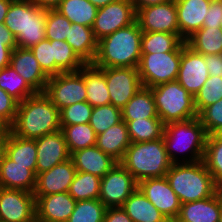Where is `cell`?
I'll use <instances>...</instances> for the list:
<instances>
[{
    "mask_svg": "<svg viewBox=\"0 0 222 222\" xmlns=\"http://www.w3.org/2000/svg\"><path fill=\"white\" fill-rule=\"evenodd\" d=\"M60 130V110L44 92L20 102L11 125V132L24 139H36Z\"/></svg>",
    "mask_w": 222,
    "mask_h": 222,
    "instance_id": "1",
    "label": "cell"
},
{
    "mask_svg": "<svg viewBox=\"0 0 222 222\" xmlns=\"http://www.w3.org/2000/svg\"><path fill=\"white\" fill-rule=\"evenodd\" d=\"M143 31L137 21L118 29L98 41L92 62L98 68H138L141 60V37Z\"/></svg>",
    "mask_w": 222,
    "mask_h": 222,
    "instance_id": "2",
    "label": "cell"
},
{
    "mask_svg": "<svg viewBox=\"0 0 222 222\" xmlns=\"http://www.w3.org/2000/svg\"><path fill=\"white\" fill-rule=\"evenodd\" d=\"M208 134L198 117L165 125L163 140L172 163L203 160Z\"/></svg>",
    "mask_w": 222,
    "mask_h": 222,
    "instance_id": "3",
    "label": "cell"
},
{
    "mask_svg": "<svg viewBox=\"0 0 222 222\" xmlns=\"http://www.w3.org/2000/svg\"><path fill=\"white\" fill-rule=\"evenodd\" d=\"M181 204L209 198L218 184L203 160L194 163H172L165 175Z\"/></svg>",
    "mask_w": 222,
    "mask_h": 222,
    "instance_id": "4",
    "label": "cell"
},
{
    "mask_svg": "<svg viewBox=\"0 0 222 222\" xmlns=\"http://www.w3.org/2000/svg\"><path fill=\"white\" fill-rule=\"evenodd\" d=\"M4 24L15 36L19 48L30 49L46 39V9L31 0H12Z\"/></svg>",
    "mask_w": 222,
    "mask_h": 222,
    "instance_id": "5",
    "label": "cell"
},
{
    "mask_svg": "<svg viewBox=\"0 0 222 222\" xmlns=\"http://www.w3.org/2000/svg\"><path fill=\"white\" fill-rule=\"evenodd\" d=\"M119 163L137 182L146 178L164 177L172 165L163 138L132 142Z\"/></svg>",
    "mask_w": 222,
    "mask_h": 222,
    "instance_id": "6",
    "label": "cell"
},
{
    "mask_svg": "<svg viewBox=\"0 0 222 222\" xmlns=\"http://www.w3.org/2000/svg\"><path fill=\"white\" fill-rule=\"evenodd\" d=\"M150 89L158 116L165 125L198 117L194 97L177 81L160 84Z\"/></svg>",
    "mask_w": 222,
    "mask_h": 222,
    "instance_id": "7",
    "label": "cell"
},
{
    "mask_svg": "<svg viewBox=\"0 0 222 222\" xmlns=\"http://www.w3.org/2000/svg\"><path fill=\"white\" fill-rule=\"evenodd\" d=\"M181 55L182 52L141 54L138 71L143 87L176 81Z\"/></svg>",
    "mask_w": 222,
    "mask_h": 222,
    "instance_id": "8",
    "label": "cell"
},
{
    "mask_svg": "<svg viewBox=\"0 0 222 222\" xmlns=\"http://www.w3.org/2000/svg\"><path fill=\"white\" fill-rule=\"evenodd\" d=\"M44 93L59 110L87 101L84 77L79 70L49 77Z\"/></svg>",
    "mask_w": 222,
    "mask_h": 222,
    "instance_id": "9",
    "label": "cell"
},
{
    "mask_svg": "<svg viewBox=\"0 0 222 222\" xmlns=\"http://www.w3.org/2000/svg\"><path fill=\"white\" fill-rule=\"evenodd\" d=\"M138 182L119 162L101 178L99 200L107 207H122Z\"/></svg>",
    "mask_w": 222,
    "mask_h": 222,
    "instance_id": "10",
    "label": "cell"
},
{
    "mask_svg": "<svg viewBox=\"0 0 222 222\" xmlns=\"http://www.w3.org/2000/svg\"><path fill=\"white\" fill-rule=\"evenodd\" d=\"M135 21L136 10L131 0H117L98 8L92 30L96 40L99 41Z\"/></svg>",
    "mask_w": 222,
    "mask_h": 222,
    "instance_id": "11",
    "label": "cell"
},
{
    "mask_svg": "<svg viewBox=\"0 0 222 222\" xmlns=\"http://www.w3.org/2000/svg\"><path fill=\"white\" fill-rule=\"evenodd\" d=\"M110 104L122 109L142 89L138 68H104Z\"/></svg>",
    "mask_w": 222,
    "mask_h": 222,
    "instance_id": "12",
    "label": "cell"
},
{
    "mask_svg": "<svg viewBox=\"0 0 222 222\" xmlns=\"http://www.w3.org/2000/svg\"><path fill=\"white\" fill-rule=\"evenodd\" d=\"M35 220L33 193L0 187V222H34Z\"/></svg>",
    "mask_w": 222,
    "mask_h": 222,
    "instance_id": "13",
    "label": "cell"
},
{
    "mask_svg": "<svg viewBox=\"0 0 222 222\" xmlns=\"http://www.w3.org/2000/svg\"><path fill=\"white\" fill-rule=\"evenodd\" d=\"M136 21L143 32H166L179 36L175 0L138 9Z\"/></svg>",
    "mask_w": 222,
    "mask_h": 222,
    "instance_id": "14",
    "label": "cell"
},
{
    "mask_svg": "<svg viewBox=\"0 0 222 222\" xmlns=\"http://www.w3.org/2000/svg\"><path fill=\"white\" fill-rule=\"evenodd\" d=\"M138 189L166 217L175 220L181 202L166 177L146 178L138 182Z\"/></svg>",
    "mask_w": 222,
    "mask_h": 222,
    "instance_id": "15",
    "label": "cell"
},
{
    "mask_svg": "<svg viewBox=\"0 0 222 222\" xmlns=\"http://www.w3.org/2000/svg\"><path fill=\"white\" fill-rule=\"evenodd\" d=\"M208 77L209 71L204 55L195 52L185 42L182 46V55L176 81L195 97Z\"/></svg>",
    "mask_w": 222,
    "mask_h": 222,
    "instance_id": "16",
    "label": "cell"
},
{
    "mask_svg": "<svg viewBox=\"0 0 222 222\" xmlns=\"http://www.w3.org/2000/svg\"><path fill=\"white\" fill-rule=\"evenodd\" d=\"M35 140L37 146L36 175L50 170L55 165L63 163L71 158L61 130L36 138Z\"/></svg>",
    "mask_w": 222,
    "mask_h": 222,
    "instance_id": "17",
    "label": "cell"
},
{
    "mask_svg": "<svg viewBox=\"0 0 222 222\" xmlns=\"http://www.w3.org/2000/svg\"><path fill=\"white\" fill-rule=\"evenodd\" d=\"M76 168L73 160L55 165L50 170L37 174L34 196H46L68 192L73 182Z\"/></svg>",
    "mask_w": 222,
    "mask_h": 222,
    "instance_id": "18",
    "label": "cell"
},
{
    "mask_svg": "<svg viewBox=\"0 0 222 222\" xmlns=\"http://www.w3.org/2000/svg\"><path fill=\"white\" fill-rule=\"evenodd\" d=\"M76 202L68 192L35 196L36 221L67 222Z\"/></svg>",
    "mask_w": 222,
    "mask_h": 222,
    "instance_id": "19",
    "label": "cell"
},
{
    "mask_svg": "<svg viewBox=\"0 0 222 222\" xmlns=\"http://www.w3.org/2000/svg\"><path fill=\"white\" fill-rule=\"evenodd\" d=\"M211 0H175L179 37L186 41L203 27Z\"/></svg>",
    "mask_w": 222,
    "mask_h": 222,
    "instance_id": "20",
    "label": "cell"
},
{
    "mask_svg": "<svg viewBox=\"0 0 222 222\" xmlns=\"http://www.w3.org/2000/svg\"><path fill=\"white\" fill-rule=\"evenodd\" d=\"M10 66L36 92H44L49 77L41 69L30 49L16 47L12 50Z\"/></svg>",
    "mask_w": 222,
    "mask_h": 222,
    "instance_id": "21",
    "label": "cell"
},
{
    "mask_svg": "<svg viewBox=\"0 0 222 222\" xmlns=\"http://www.w3.org/2000/svg\"><path fill=\"white\" fill-rule=\"evenodd\" d=\"M36 165H21L7 156L0 164V187L33 193L36 186Z\"/></svg>",
    "mask_w": 222,
    "mask_h": 222,
    "instance_id": "22",
    "label": "cell"
},
{
    "mask_svg": "<svg viewBox=\"0 0 222 222\" xmlns=\"http://www.w3.org/2000/svg\"><path fill=\"white\" fill-rule=\"evenodd\" d=\"M76 171L104 177L117 163L110 155L96 145L80 149L71 154Z\"/></svg>",
    "mask_w": 222,
    "mask_h": 222,
    "instance_id": "23",
    "label": "cell"
},
{
    "mask_svg": "<svg viewBox=\"0 0 222 222\" xmlns=\"http://www.w3.org/2000/svg\"><path fill=\"white\" fill-rule=\"evenodd\" d=\"M131 143L127 125L123 120L98 134L96 138V146L117 162L123 159Z\"/></svg>",
    "mask_w": 222,
    "mask_h": 222,
    "instance_id": "24",
    "label": "cell"
},
{
    "mask_svg": "<svg viewBox=\"0 0 222 222\" xmlns=\"http://www.w3.org/2000/svg\"><path fill=\"white\" fill-rule=\"evenodd\" d=\"M79 71L84 77L87 91V102L92 107L110 104V95L104 74V68H98L92 63L84 64Z\"/></svg>",
    "mask_w": 222,
    "mask_h": 222,
    "instance_id": "25",
    "label": "cell"
},
{
    "mask_svg": "<svg viewBox=\"0 0 222 222\" xmlns=\"http://www.w3.org/2000/svg\"><path fill=\"white\" fill-rule=\"evenodd\" d=\"M220 206L216 193L206 199L181 204L175 222H219Z\"/></svg>",
    "mask_w": 222,
    "mask_h": 222,
    "instance_id": "26",
    "label": "cell"
},
{
    "mask_svg": "<svg viewBox=\"0 0 222 222\" xmlns=\"http://www.w3.org/2000/svg\"><path fill=\"white\" fill-rule=\"evenodd\" d=\"M66 42L85 64L94 61L98 41L96 40L91 27L72 23Z\"/></svg>",
    "mask_w": 222,
    "mask_h": 222,
    "instance_id": "27",
    "label": "cell"
},
{
    "mask_svg": "<svg viewBox=\"0 0 222 222\" xmlns=\"http://www.w3.org/2000/svg\"><path fill=\"white\" fill-rule=\"evenodd\" d=\"M122 208L133 222H164L166 217L137 188Z\"/></svg>",
    "mask_w": 222,
    "mask_h": 222,
    "instance_id": "28",
    "label": "cell"
},
{
    "mask_svg": "<svg viewBox=\"0 0 222 222\" xmlns=\"http://www.w3.org/2000/svg\"><path fill=\"white\" fill-rule=\"evenodd\" d=\"M149 118H159V116L152 90L142 87L122 108V120L134 121Z\"/></svg>",
    "mask_w": 222,
    "mask_h": 222,
    "instance_id": "29",
    "label": "cell"
},
{
    "mask_svg": "<svg viewBox=\"0 0 222 222\" xmlns=\"http://www.w3.org/2000/svg\"><path fill=\"white\" fill-rule=\"evenodd\" d=\"M183 41L177 34L166 32H143L141 54L182 52Z\"/></svg>",
    "mask_w": 222,
    "mask_h": 222,
    "instance_id": "30",
    "label": "cell"
},
{
    "mask_svg": "<svg viewBox=\"0 0 222 222\" xmlns=\"http://www.w3.org/2000/svg\"><path fill=\"white\" fill-rule=\"evenodd\" d=\"M55 10L71 23L92 28L98 8L89 0H62Z\"/></svg>",
    "mask_w": 222,
    "mask_h": 222,
    "instance_id": "31",
    "label": "cell"
},
{
    "mask_svg": "<svg viewBox=\"0 0 222 222\" xmlns=\"http://www.w3.org/2000/svg\"><path fill=\"white\" fill-rule=\"evenodd\" d=\"M186 44L202 55L222 54L221 27H202L186 40Z\"/></svg>",
    "mask_w": 222,
    "mask_h": 222,
    "instance_id": "32",
    "label": "cell"
},
{
    "mask_svg": "<svg viewBox=\"0 0 222 222\" xmlns=\"http://www.w3.org/2000/svg\"><path fill=\"white\" fill-rule=\"evenodd\" d=\"M6 156L21 165L37 164V146L35 139H24L10 132Z\"/></svg>",
    "mask_w": 222,
    "mask_h": 222,
    "instance_id": "33",
    "label": "cell"
},
{
    "mask_svg": "<svg viewBox=\"0 0 222 222\" xmlns=\"http://www.w3.org/2000/svg\"><path fill=\"white\" fill-rule=\"evenodd\" d=\"M131 142H145L163 138L165 124L160 118L124 121Z\"/></svg>",
    "mask_w": 222,
    "mask_h": 222,
    "instance_id": "34",
    "label": "cell"
},
{
    "mask_svg": "<svg viewBox=\"0 0 222 222\" xmlns=\"http://www.w3.org/2000/svg\"><path fill=\"white\" fill-rule=\"evenodd\" d=\"M70 154L96 145L97 134L89 123L61 126Z\"/></svg>",
    "mask_w": 222,
    "mask_h": 222,
    "instance_id": "35",
    "label": "cell"
},
{
    "mask_svg": "<svg viewBox=\"0 0 222 222\" xmlns=\"http://www.w3.org/2000/svg\"><path fill=\"white\" fill-rule=\"evenodd\" d=\"M0 89L19 103L37 93L10 65L0 69Z\"/></svg>",
    "mask_w": 222,
    "mask_h": 222,
    "instance_id": "36",
    "label": "cell"
},
{
    "mask_svg": "<svg viewBox=\"0 0 222 222\" xmlns=\"http://www.w3.org/2000/svg\"><path fill=\"white\" fill-rule=\"evenodd\" d=\"M101 178L85 172L76 171L68 193L76 200L99 199Z\"/></svg>",
    "mask_w": 222,
    "mask_h": 222,
    "instance_id": "37",
    "label": "cell"
},
{
    "mask_svg": "<svg viewBox=\"0 0 222 222\" xmlns=\"http://www.w3.org/2000/svg\"><path fill=\"white\" fill-rule=\"evenodd\" d=\"M51 45H53L55 75L62 72L78 71L85 64L66 41L53 40Z\"/></svg>",
    "mask_w": 222,
    "mask_h": 222,
    "instance_id": "38",
    "label": "cell"
},
{
    "mask_svg": "<svg viewBox=\"0 0 222 222\" xmlns=\"http://www.w3.org/2000/svg\"><path fill=\"white\" fill-rule=\"evenodd\" d=\"M203 162L219 185L222 182V137L212 134L207 137Z\"/></svg>",
    "mask_w": 222,
    "mask_h": 222,
    "instance_id": "39",
    "label": "cell"
},
{
    "mask_svg": "<svg viewBox=\"0 0 222 222\" xmlns=\"http://www.w3.org/2000/svg\"><path fill=\"white\" fill-rule=\"evenodd\" d=\"M106 209L99 199L77 201L67 222H103Z\"/></svg>",
    "mask_w": 222,
    "mask_h": 222,
    "instance_id": "40",
    "label": "cell"
},
{
    "mask_svg": "<svg viewBox=\"0 0 222 222\" xmlns=\"http://www.w3.org/2000/svg\"><path fill=\"white\" fill-rule=\"evenodd\" d=\"M122 121V109L107 104L93 107L89 124L98 135Z\"/></svg>",
    "mask_w": 222,
    "mask_h": 222,
    "instance_id": "41",
    "label": "cell"
},
{
    "mask_svg": "<svg viewBox=\"0 0 222 222\" xmlns=\"http://www.w3.org/2000/svg\"><path fill=\"white\" fill-rule=\"evenodd\" d=\"M222 99V78L209 76L200 91L194 97L197 114L204 108Z\"/></svg>",
    "mask_w": 222,
    "mask_h": 222,
    "instance_id": "42",
    "label": "cell"
},
{
    "mask_svg": "<svg viewBox=\"0 0 222 222\" xmlns=\"http://www.w3.org/2000/svg\"><path fill=\"white\" fill-rule=\"evenodd\" d=\"M71 24L72 23L57 10L46 9V39L50 41H66Z\"/></svg>",
    "mask_w": 222,
    "mask_h": 222,
    "instance_id": "43",
    "label": "cell"
},
{
    "mask_svg": "<svg viewBox=\"0 0 222 222\" xmlns=\"http://www.w3.org/2000/svg\"><path fill=\"white\" fill-rule=\"evenodd\" d=\"M93 107L87 102H79L60 110L61 126L89 123Z\"/></svg>",
    "mask_w": 222,
    "mask_h": 222,
    "instance_id": "44",
    "label": "cell"
},
{
    "mask_svg": "<svg viewBox=\"0 0 222 222\" xmlns=\"http://www.w3.org/2000/svg\"><path fill=\"white\" fill-rule=\"evenodd\" d=\"M198 118L208 136L219 133L222 130V99L204 108Z\"/></svg>",
    "mask_w": 222,
    "mask_h": 222,
    "instance_id": "45",
    "label": "cell"
},
{
    "mask_svg": "<svg viewBox=\"0 0 222 222\" xmlns=\"http://www.w3.org/2000/svg\"><path fill=\"white\" fill-rule=\"evenodd\" d=\"M43 72L48 76H55V61L53 60V45L48 39L40 41L30 48Z\"/></svg>",
    "mask_w": 222,
    "mask_h": 222,
    "instance_id": "46",
    "label": "cell"
},
{
    "mask_svg": "<svg viewBox=\"0 0 222 222\" xmlns=\"http://www.w3.org/2000/svg\"><path fill=\"white\" fill-rule=\"evenodd\" d=\"M19 102L11 97L7 92L0 89V116L10 125L13 124L18 110Z\"/></svg>",
    "mask_w": 222,
    "mask_h": 222,
    "instance_id": "47",
    "label": "cell"
},
{
    "mask_svg": "<svg viewBox=\"0 0 222 222\" xmlns=\"http://www.w3.org/2000/svg\"><path fill=\"white\" fill-rule=\"evenodd\" d=\"M222 1L211 0L208 13L204 18L203 27H221Z\"/></svg>",
    "mask_w": 222,
    "mask_h": 222,
    "instance_id": "48",
    "label": "cell"
},
{
    "mask_svg": "<svg viewBox=\"0 0 222 222\" xmlns=\"http://www.w3.org/2000/svg\"><path fill=\"white\" fill-rule=\"evenodd\" d=\"M209 76L222 78V54L204 55Z\"/></svg>",
    "mask_w": 222,
    "mask_h": 222,
    "instance_id": "49",
    "label": "cell"
},
{
    "mask_svg": "<svg viewBox=\"0 0 222 222\" xmlns=\"http://www.w3.org/2000/svg\"><path fill=\"white\" fill-rule=\"evenodd\" d=\"M103 222H133L122 207H110L106 209Z\"/></svg>",
    "mask_w": 222,
    "mask_h": 222,
    "instance_id": "50",
    "label": "cell"
},
{
    "mask_svg": "<svg viewBox=\"0 0 222 222\" xmlns=\"http://www.w3.org/2000/svg\"><path fill=\"white\" fill-rule=\"evenodd\" d=\"M12 50L6 46V40H0V69L10 65Z\"/></svg>",
    "mask_w": 222,
    "mask_h": 222,
    "instance_id": "51",
    "label": "cell"
},
{
    "mask_svg": "<svg viewBox=\"0 0 222 222\" xmlns=\"http://www.w3.org/2000/svg\"><path fill=\"white\" fill-rule=\"evenodd\" d=\"M0 40H6V46L11 47L12 49H15L17 47L15 36L5 26L4 23L0 24Z\"/></svg>",
    "mask_w": 222,
    "mask_h": 222,
    "instance_id": "52",
    "label": "cell"
},
{
    "mask_svg": "<svg viewBox=\"0 0 222 222\" xmlns=\"http://www.w3.org/2000/svg\"><path fill=\"white\" fill-rule=\"evenodd\" d=\"M168 1L170 0H131L136 11L140 8L154 6L157 4L166 3Z\"/></svg>",
    "mask_w": 222,
    "mask_h": 222,
    "instance_id": "53",
    "label": "cell"
},
{
    "mask_svg": "<svg viewBox=\"0 0 222 222\" xmlns=\"http://www.w3.org/2000/svg\"><path fill=\"white\" fill-rule=\"evenodd\" d=\"M35 5L44 9H55L62 0H31Z\"/></svg>",
    "mask_w": 222,
    "mask_h": 222,
    "instance_id": "54",
    "label": "cell"
},
{
    "mask_svg": "<svg viewBox=\"0 0 222 222\" xmlns=\"http://www.w3.org/2000/svg\"><path fill=\"white\" fill-rule=\"evenodd\" d=\"M9 134H0V164L6 156V147Z\"/></svg>",
    "mask_w": 222,
    "mask_h": 222,
    "instance_id": "55",
    "label": "cell"
},
{
    "mask_svg": "<svg viewBox=\"0 0 222 222\" xmlns=\"http://www.w3.org/2000/svg\"><path fill=\"white\" fill-rule=\"evenodd\" d=\"M11 1L12 0H0V24L4 23Z\"/></svg>",
    "mask_w": 222,
    "mask_h": 222,
    "instance_id": "56",
    "label": "cell"
},
{
    "mask_svg": "<svg viewBox=\"0 0 222 222\" xmlns=\"http://www.w3.org/2000/svg\"><path fill=\"white\" fill-rule=\"evenodd\" d=\"M11 125L0 116V134H10Z\"/></svg>",
    "mask_w": 222,
    "mask_h": 222,
    "instance_id": "57",
    "label": "cell"
},
{
    "mask_svg": "<svg viewBox=\"0 0 222 222\" xmlns=\"http://www.w3.org/2000/svg\"><path fill=\"white\" fill-rule=\"evenodd\" d=\"M215 193H216L218 203L220 206L219 222H222V187L220 185L217 186Z\"/></svg>",
    "mask_w": 222,
    "mask_h": 222,
    "instance_id": "58",
    "label": "cell"
},
{
    "mask_svg": "<svg viewBox=\"0 0 222 222\" xmlns=\"http://www.w3.org/2000/svg\"><path fill=\"white\" fill-rule=\"evenodd\" d=\"M93 5H95L97 8L104 7L112 2H115L117 0H89Z\"/></svg>",
    "mask_w": 222,
    "mask_h": 222,
    "instance_id": "59",
    "label": "cell"
},
{
    "mask_svg": "<svg viewBox=\"0 0 222 222\" xmlns=\"http://www.w3.org/2000/svg\"><path fill=\"white\" fill-rule=\"evenodd\" d=\"M164 222H175V220L166 219Z\"/></svg>",
    "mask_w": 222,
    "mask_h": 222,
    "instance_id": "60",
    "label": "cell"
},
{
    "mask_svg": "<svg viewBox=\"0 0 222 222\" xmlns=\"http://www.w3.org/2000/svg\"><path fill=\"white\" fill-rule=\"evenodd\" d=\"M220 137H222V130L219 132V133H217Z\"/></svg>",
    "mask_w": 222,
    "mask_h": 222,
    "instance_id": "61",
    "label": "cell"
}]
</instances>
